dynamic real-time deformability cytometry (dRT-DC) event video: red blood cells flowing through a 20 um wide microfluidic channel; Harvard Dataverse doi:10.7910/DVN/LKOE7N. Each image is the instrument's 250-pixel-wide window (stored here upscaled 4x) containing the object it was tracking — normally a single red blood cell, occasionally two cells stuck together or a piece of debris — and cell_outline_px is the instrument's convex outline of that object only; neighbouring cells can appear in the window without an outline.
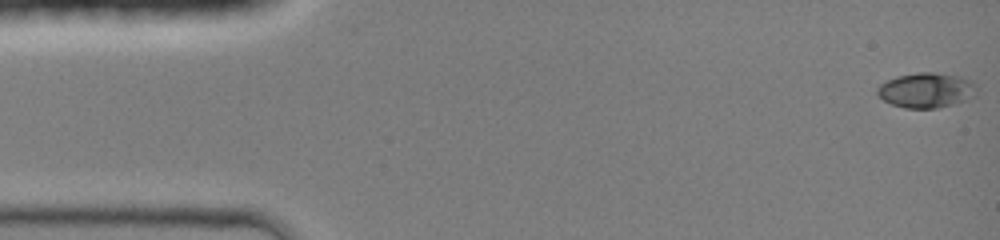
{"species": "common noctule bat (a hibernating species)", "species_latin": "Nyctalus noctula", "temperature_condition": "room temperature", "stored_images_in_passage": 45, "camera_frame_rate_fps": 3000, "um_per_image_px": 0.085, "animal": {"sex": "female", "body_mass_g": 19.0, "forearm_length_mm": 51.5}, "frame": {"image": 1, "passage_image": 1, "time_ms": 0.0, "image_size_px": [1000, 240], "cell_outline_px": [[976, 96], [952, 104], [936, 108], [904, 108], [892, 104], [884, 100], [876, 92], [876, 88], [880, 84], [896, 76], [920, 72], [932, 72], [960, 76], [972, 80], [976, 84]], "centroid_in_image_um": [78.75, 7.66], "position_along_channel_um": 6.3, "area_um2": 20.29}}
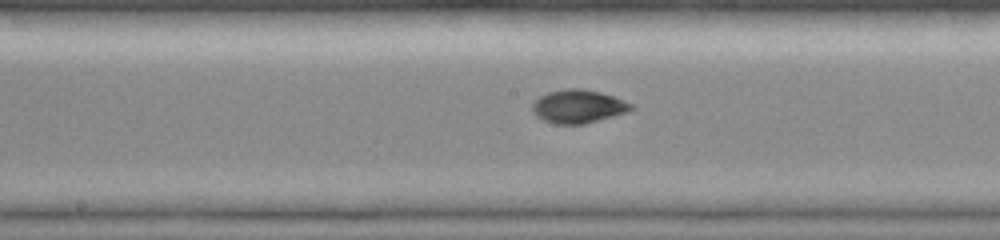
{"frame": {"image": 2, "passage_image": 23, "time_ms": 7.333, "image_size_px": [1000, 240], "cell_outline_px": [[636, 108], [628, 112], [584, 124], [556, 124], [544, 120], [536, 116], [532, 112], [532, 104], [540, 96], [548, 92], [564, 88], [584, 88], [600, 92], [612, 96], [632, 104]], "centroid_in_image_um": [49.14, 9.04], "position_along_channel_um": 199.1, "area_um2": 19.25}}
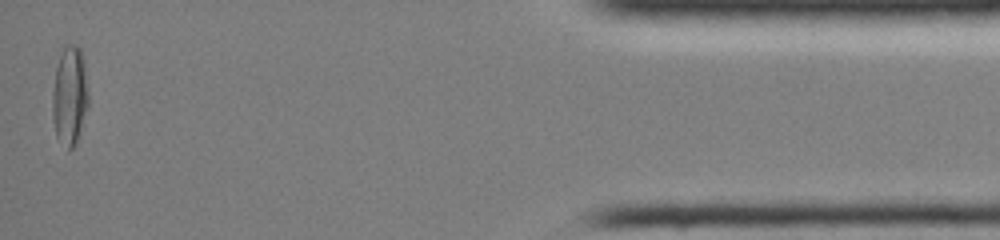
{"frame": {"image": 3, "passage_image": 44, "time_ms": 14.333, "image_size_px": [1000, 240], "cell_outline_px": [[88, 108], [76, 144], [68, 152], [56, 136], [52, 116], [52, 92], [56, 68], [64, 44], [72, 44], [80, 48], [84, 60], [88, 92]], "centroid_in_image_um": [5.92, 8.16], "position_along_channel_um": 429.3, "area_um2": 21.1}, "authors_computed_cell_mechanics": {"area_um2": 18.496, "velocity_mm_per_s": 4.3112, "shape_relaxation_time_tau1_ms": 5.1578, "shape_relaxation_time_tau2_ms": 1.2852, "deformation_change_tau1": 0.1951, "deformation_change_tau2": 0.0422}}